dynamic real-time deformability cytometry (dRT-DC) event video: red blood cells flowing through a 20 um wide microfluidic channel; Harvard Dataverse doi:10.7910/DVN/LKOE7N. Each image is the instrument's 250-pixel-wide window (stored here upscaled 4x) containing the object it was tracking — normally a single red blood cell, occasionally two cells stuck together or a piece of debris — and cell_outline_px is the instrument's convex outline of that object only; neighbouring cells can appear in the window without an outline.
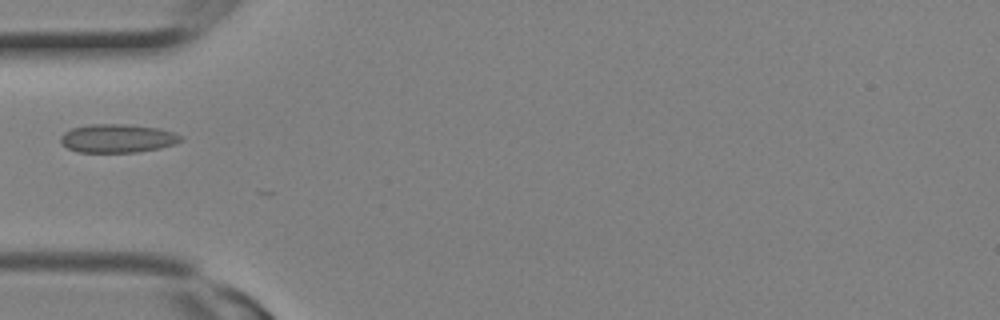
{"species": "Egyptian fruit bat (a non-hibernating species)", "species_latin": "Rousettus aegyptiacus", "temperature_condition": "room temperature", "stored_images_in_passage": 5, "camera_frame_rate_fps": 3000, "um_per_image_px": 0.085, "animal": {"sex": "female"}, "frame": {"image": 1, "passage_image": 1, "time_ms": 0.0, "image_size_px": [1000, 320], "cell_outline_px": [[184, 140], [176, 144], [160, 148], [136, 152], [76, 152], [60, 144], [60, 136], [64, 132], [72, 128], [92, 124], [124, 124], [160, 128], [184, 136]], "centroid_in_image_um": [10.0, 11.76], "position_along_channel_um": 75.0, "area_um2": 20.17}}
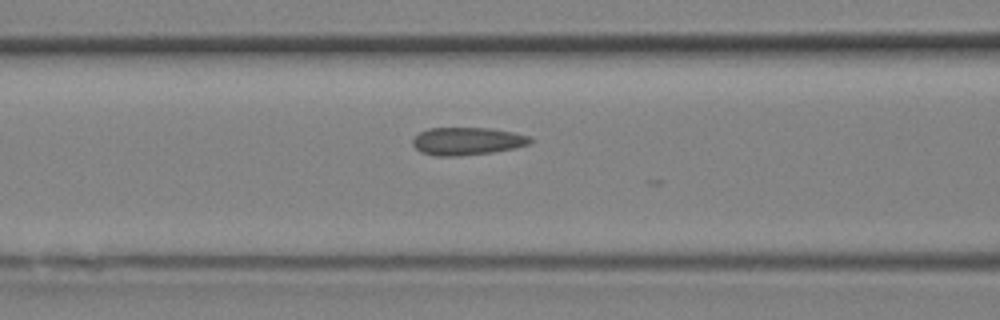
{"frame": {"image": 2, "passage_image": 3, "time_ms": 0.667, "image_size_px": [1000, 320], "cell_outline_px": [[536, 140], [528, 144], [516, 148], [492, 152], [460, 156], [436, 156], [420, 152], [412, 144], [412, 140], [420, 132], [428, 128], [492, 128], [532, 136]], "centroid_in_image_um": [39.75, 12.0], "position_along_channel_um": 126.9, "area_um2": 19.19}}
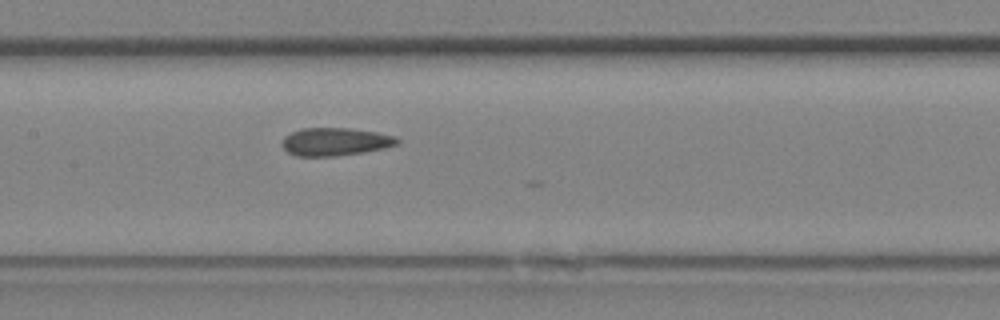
{"frame": {"image": 3, "passage_image": 5, "time_ms": 1.333, "image_size_px": [1000, 320], "cell_outline_px": [[400, 144], [384, 148], [364, 152], [336, 156], [296, 156], [288, 152], [280, 144], [284, 136], [300, 128], [348, 128], [376, 132], [396, 136], [400, 140]], "centroid_in_image_um": [28.5, 12.04], "position_along_channel_um": 178.9, "area_um2": 18.9}}